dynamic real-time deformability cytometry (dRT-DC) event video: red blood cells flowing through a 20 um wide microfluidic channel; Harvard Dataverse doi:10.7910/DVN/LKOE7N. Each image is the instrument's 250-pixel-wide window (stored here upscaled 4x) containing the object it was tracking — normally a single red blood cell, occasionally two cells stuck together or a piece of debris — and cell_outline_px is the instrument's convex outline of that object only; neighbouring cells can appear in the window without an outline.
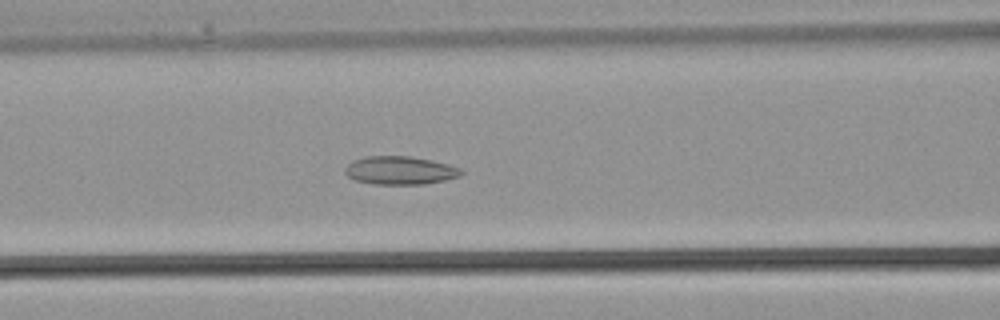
{"species": "common noctule bat (a hibernating species)", "species_latin": "Nyctalus noctula", "temperature_condition": "warm", "stored_images_in_passage": 32, "camera_frame_rate_fps": 3000, "um_per_image_px": 0.085, "animal": {"sex": "male", "body_mass_g": 21.5, "forearm_length_mm": 52.0}, "frame": {"image": 1, "passage_image": 11, "time_ms": 3.333, "image_size_px": [1000, 320], "cell_outline_px": [[464, 172], [460, 176], [444, 180], [424, 184], [372, 184], [356, 180], [348, 176], [344, 172], [344, 168], [352, 160], [368, 156], [408, 156], [432, 160], [448, 164], [460, 168]], "centroid_in_image_um": [33.99, 14.48], "position_along_channel_um": 132.6, "area_um2": 19.13}}
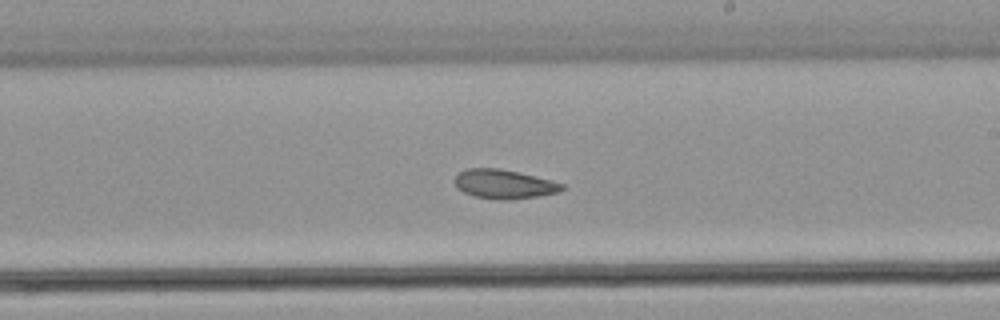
{"frame": {"image": 2, "passage_image": 17, "time_ms": 5.333, "image_size_px": [1000, 320], "cell_outline_px": [[564, 188], [560, 192], [512, 200], [496, 200], [472, 196], [456, 188], [452, 180], [460, 172], [468, 168], [500, 168], [520, 172], [552, 180], [564, 184]], "centroid_in_image_um": [42.82, 15.65], "position_along_channel_um": 246.2, "area_um2": 18.55}}
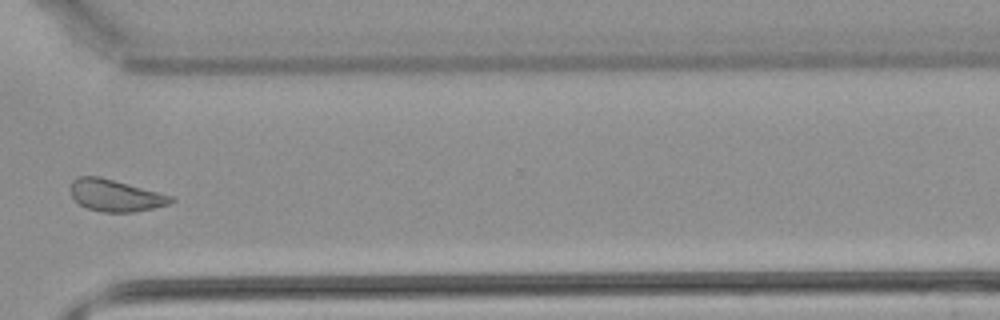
{"frame": {"image": 3, "passage_image": 23, "time_ms": 7.333, "image_size_px": [1000, 320], "cell_outline_px": [[176, 200], [168, 204], [136, 212], [100, 212], [88, 208], [80, 204], [72, 196], [72, 180], [76, 176], [100, 176], [176, 196]], "centroid_in_image_um": [9.87, 16.6], "position_along_channel_um": 360.7, "area_um2": 18.79}}